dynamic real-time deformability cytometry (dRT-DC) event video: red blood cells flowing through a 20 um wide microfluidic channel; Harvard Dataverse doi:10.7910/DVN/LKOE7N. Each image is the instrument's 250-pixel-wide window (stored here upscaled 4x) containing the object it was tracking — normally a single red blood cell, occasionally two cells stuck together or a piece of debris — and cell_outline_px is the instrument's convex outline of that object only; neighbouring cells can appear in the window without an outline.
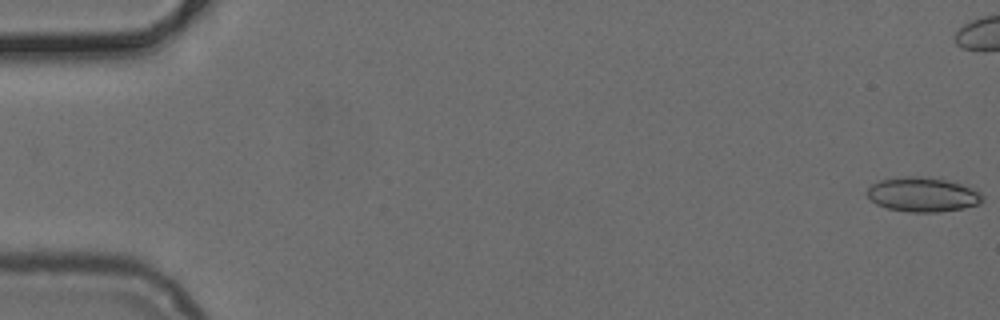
{"species": "common noctule bat (a hibernating species)", "species_latin": "Nyctalus noctula", "temperature_condition": "cold", "stored_images_in_passage": 42, "camera_frame_rate_fps": 3000, "um_per_image_px": 0.085, "animal": {"sex": "female", "body_mass_g": 24.6, "forearm_length_mm": 56.2}, "frame": {"image": 1, "passage_image": 1, "time_ms": 0.0, "image_size_px": [1000, 320], "cell_outline_px": [[984, 200], [980, 204], [964, 208], [940, 212], [908, 212], [888, 208], [876, 204], [864, 192], [872, 184], [880, 180], [904, 176], [940, 176], [968, 184], [980, 192], [984, 196]], "centroid_in_image_um": [78.51, 16.5], "position_along_channel_um": 6.5, "area_um2": 24.1}}
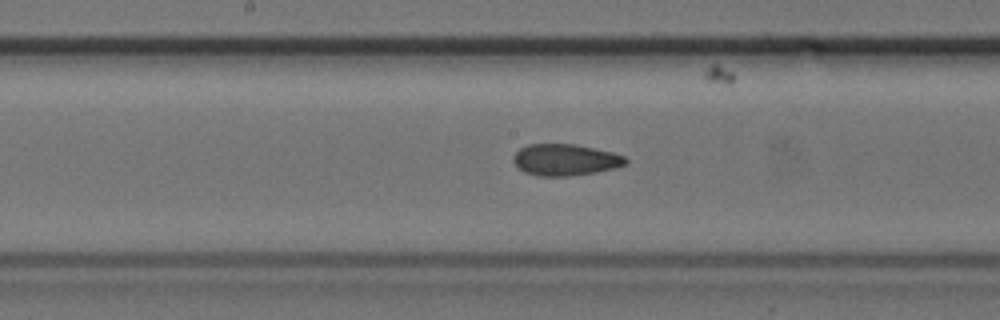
{"frame": {"image": 2, "passage_image": 27, "time_ms": 8.667, "image_size_px": [1000, 320], "cell_outline_px": [[628, 164], [616, 168], [596, 172], [568, 176], [536, 176], [524, 172], [512, 160], [512, 156], [520, 148], [528, 144], [576, 144], [612, 152], [624, 156], [628, 160]], "centroid_in_image_um": [48.06, 13.58], "position_along_channel_um": 200.1, "area_um2": 20.75}}
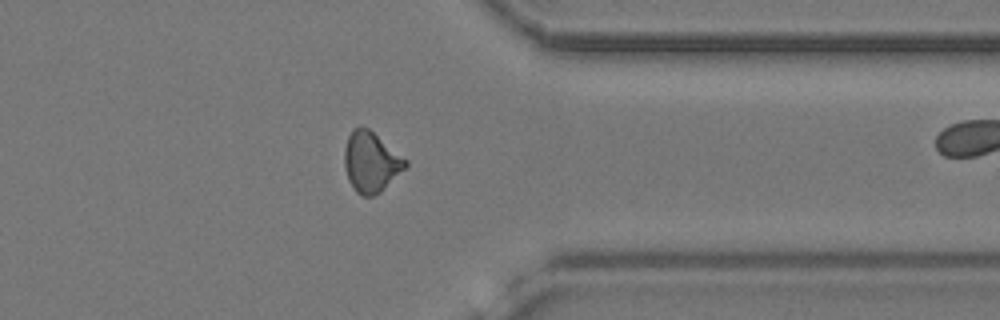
{"frame": {"image": 3, "passage_image": 41, "time_ms": 13.333, "image_size_px": [1000, 320], "cell_outline_px": [[408, 164], [380, 192], [372, 196], [364, 196], [356, 192], [348, 180], [344, 168], [344, 148], [348, 136], [352, 128], [368, 128], [408, 160]], "centroid_in_image_um": [31.5, 13.77], "position_along_channel_um": 379.9, "area_um2": 21.21}}